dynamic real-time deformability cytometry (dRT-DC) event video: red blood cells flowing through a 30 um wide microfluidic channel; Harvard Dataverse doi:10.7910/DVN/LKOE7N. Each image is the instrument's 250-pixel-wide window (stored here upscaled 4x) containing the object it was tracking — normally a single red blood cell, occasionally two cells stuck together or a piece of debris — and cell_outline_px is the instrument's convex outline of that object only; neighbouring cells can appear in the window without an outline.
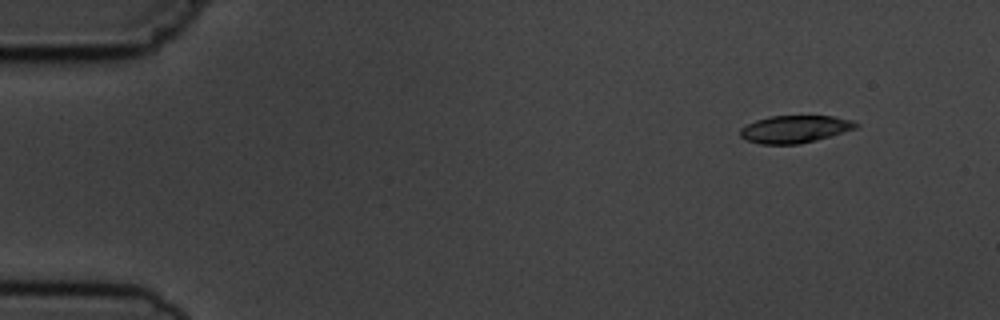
{"species": "common noctule bat (a hibernating species)", "species_latin": "Nyctalus noctula", "temperature_condition": "cold", "stored_images_in_passage": 4, "camera_frame_rate_fps": 3000, "um_per_image_px": 0.085, "animal": {"sex": "male", "body_mass_g": 19.5, "forearm_length_mm": 54.6}, "frame": {"image": 1, "passage_image": 1, "time_ms": 0.0, "image_size_px": [1000, 320], "cell_outline_px": [[860, 124], [856, 128], [816, 140], [800, 144], [760, 144], [744, 140], [740, 136], [740, 128], [756, 120], [772, 116], [832, 116], [852, 120]], "centroid_in_image_um": [67.53, 10.98], "position_along_channel_um": 17.5, "area_um2": 18.44}}
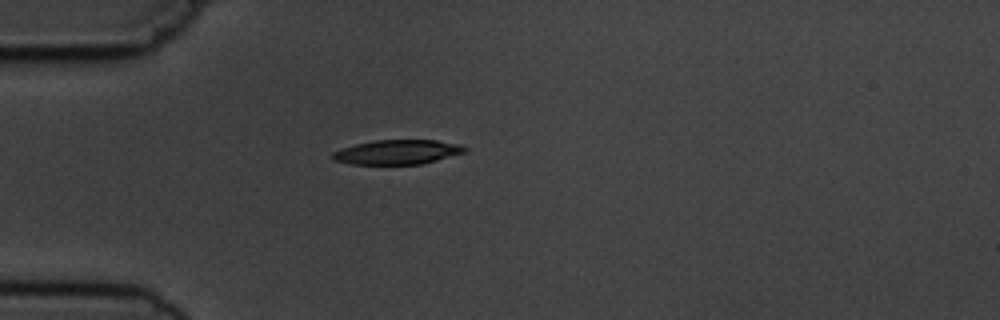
{"frame": {"image": 2, "passage_image": 4, "time_ms": 3.333, "image_size_px": [1000, 320], "cell_outline_px": [[468, 148], [464, 152], [424, 164], [348, 164], [332, 160], [332, 152], [356, 144], [376, 140], [436, 140], [460, 144]], "centroid_in_image_um": [33.78, 12.93], "position_along_channel_um": 51.2, "area_um2": 18.84}}